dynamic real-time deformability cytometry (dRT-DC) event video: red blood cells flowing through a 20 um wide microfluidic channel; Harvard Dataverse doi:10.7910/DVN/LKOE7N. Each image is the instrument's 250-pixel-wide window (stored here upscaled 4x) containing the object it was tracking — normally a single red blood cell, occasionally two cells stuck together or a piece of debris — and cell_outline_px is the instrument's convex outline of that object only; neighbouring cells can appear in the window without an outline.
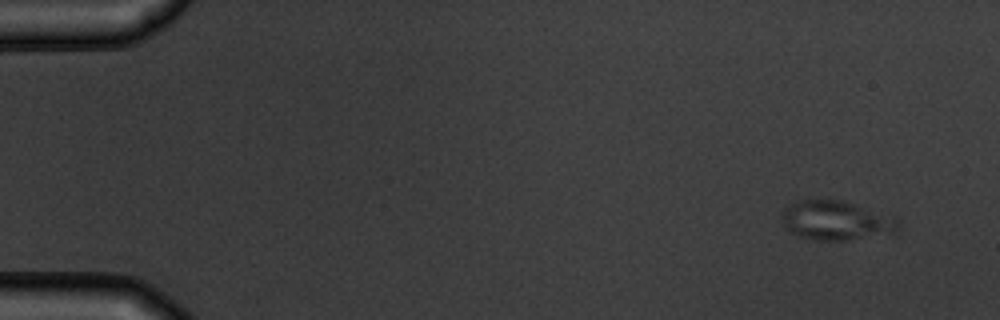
{"species": "common noctule bat (a hibernating species)", "species_latin": "Nyctalus noctula", "temperature_condition": "warm", "stored_images_in_passage": 4, "camera_frame_rate_fps": 3000, "um_per_image_px": 0.085, "animal": {"sex": "male", "body_mass_g": 19.5, "forearm_length_mm": 54.6}, "frame": {"image": 1, "passage_image": 1, "time_ms": 0.0, "image_size_px": [1000, 320], "cell_outline_px": [[900, 228], [896, 232], [840, 240], [816, 240], [800, 236], [788, 232], [784, 228], [784, 208], [788, 204], [796, 200], [844, 200], [896, 216], [900, 224]], "centroid_in_image_um": [71.09, 18.72], "position_along_channel_um": 13.9, "area_um2": 26.7}}